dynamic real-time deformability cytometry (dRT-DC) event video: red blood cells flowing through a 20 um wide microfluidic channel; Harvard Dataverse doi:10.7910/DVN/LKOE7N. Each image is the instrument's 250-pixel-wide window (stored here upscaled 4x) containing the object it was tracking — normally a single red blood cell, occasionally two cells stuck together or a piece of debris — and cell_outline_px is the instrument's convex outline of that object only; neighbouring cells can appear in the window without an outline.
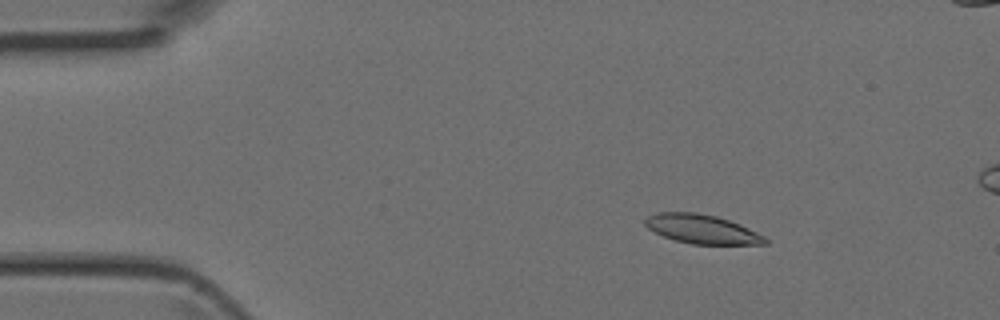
{"species": "Egyptian fruit bat (a non-hibernating species)", "species_latin": "Rousettus aegyptiacus", "temperature_condition": "room temperature", "stored_images_in_passage": 5, "camera_frame_rate_fps": 3000, "um_per_image_px": 0.085, "animal": {"sex": "female"}, "frame": {"image": 1, "passage_image": 2, "time_ms": 0.333, "image_size_px": [1000, 320], "cell_outline_px": [[768, 244], [692, 244], [676, 240], [664, 236], [648, 228], [644, 224], [644, 220], [648, 216], [656, 212], [696, 212], [716, 216], [740, 224], [764, 236], [768, 240]], "centroid_in_image_um": [59.66, 19.46], "position_along_channel_um": 25.3, "area_um2": 20.17}}